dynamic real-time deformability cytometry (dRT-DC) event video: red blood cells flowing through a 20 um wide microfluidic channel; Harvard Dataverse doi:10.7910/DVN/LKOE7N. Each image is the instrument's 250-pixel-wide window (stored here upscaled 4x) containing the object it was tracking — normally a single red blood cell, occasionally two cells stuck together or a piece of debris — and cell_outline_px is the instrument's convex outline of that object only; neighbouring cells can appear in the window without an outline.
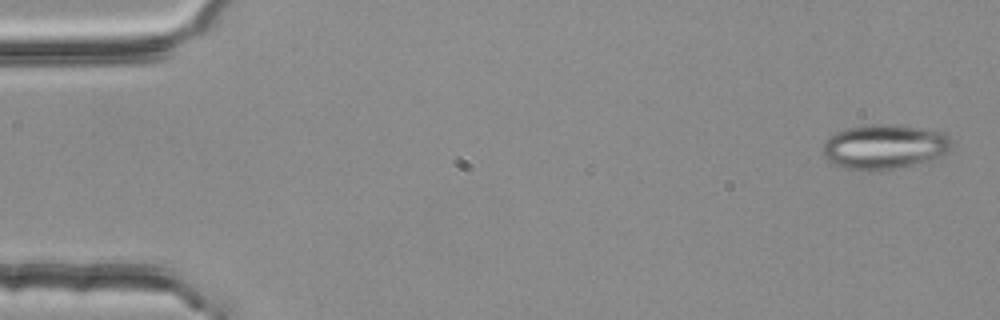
{"species": "common noctule bat (a hibernating species)", "species_latin": "Nyctalus noctula", "temperature_condition": "room temperature", "stored_images_in_passage": 5, "camera_frame_rate_fps": 3000, "um_per_image_px": 0.085, "animal": {"sex": "female", "body_mass_g": 25.1}, "frame": {"image": 1, "passage_image": 1, "time_ms": 0.0, "image_size_px": [1000, 320], "cell_outline_px": [[952, 148], [940, 160], [880, 172], [848, 168], [832, 164], [820, 152], [824, 140], [836, 132], [848, 128], [868, 124], [892, 124], [924, 128], [944, 132], [952, 140]], "centroid_in_image_um": [75.24, 12.49], "position_along_channel_um": 9.8, "area_um2": 34.74}}